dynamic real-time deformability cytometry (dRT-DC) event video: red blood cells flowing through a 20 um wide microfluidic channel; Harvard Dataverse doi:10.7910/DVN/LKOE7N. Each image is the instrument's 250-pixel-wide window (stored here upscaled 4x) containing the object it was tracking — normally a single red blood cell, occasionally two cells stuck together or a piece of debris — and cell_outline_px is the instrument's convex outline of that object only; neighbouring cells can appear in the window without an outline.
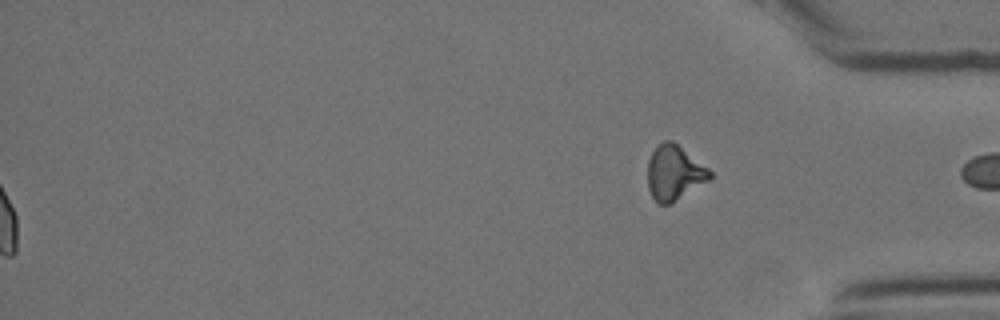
{"species": "Egyptian fruit bat (a non-hibernating species)", "species_latin": "Rousettus aegyptiacus", "temperature_condition": "cold", "stored_images_in_passage": 59, "segment_of_instrument_passage": [2, 2], "camera_frame_rate_fps": 3000, "um_per_image_px": 0.085, "animal": {"sex": "female"}, "frame": {"image": 1, "passage_image": 59, "time_ms": 19.333, "image_size_px": [1000, 320], "cell_outline_px": [[712, 176], [708, 180], [668, 204], [660, 204], [652, 196], [648, 188], [648, 160], [656, 144], [664, 140], [672, 140], [708, 168], [712, 172]], "centroid_in_image_um": [57.28, 14.64], "position_along_channel_um": 377.9, "area_um2": 19.48}}